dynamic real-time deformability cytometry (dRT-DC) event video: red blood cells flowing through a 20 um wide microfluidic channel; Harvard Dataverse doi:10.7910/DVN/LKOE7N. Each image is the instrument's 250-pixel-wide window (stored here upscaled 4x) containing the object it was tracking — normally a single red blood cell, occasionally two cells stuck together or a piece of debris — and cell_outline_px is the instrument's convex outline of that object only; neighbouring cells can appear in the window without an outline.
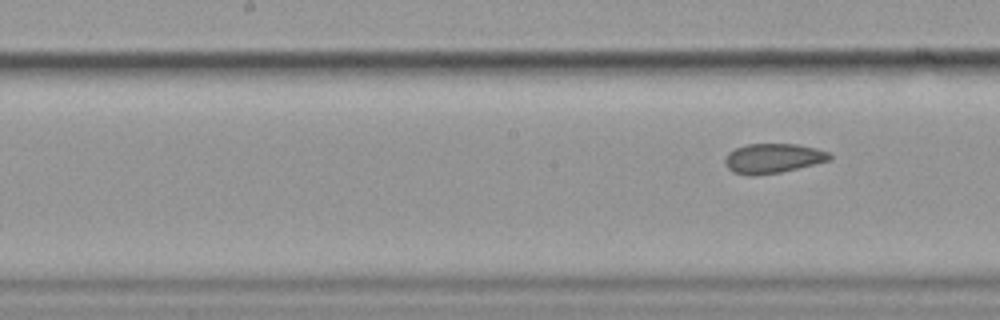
{"species": "common noctule bat (a hibernating species)", "species_latin": "Nyctalus noctula", "temperature_condition": "cold", "stored_images_in_passage": 7, "segment_of_instrument_passage": [2, 2], "camera_frame_rate_fps": 3000, "um_per_image_px": 0.085, "animal": {"sex": "female", "body_mass_g": 19.9}, "frame": {"image": 1, "passage_image": 7, "time_ms": 7.667, "image_size_px": [1000, 320], "cell_outline_px": [[832, 160], [780, 172], [756, 176], [748, 176], [732, 172], [724, 164], [724, 160], [728, 152], [736, 148], [748, 144], [796, 144], [816, 148], [828, 152], [832, 156]], "centroid_in_image_um": [65.68, 13.47], "position_along_channel_um": 182.5, "area_um2": 18.21}}